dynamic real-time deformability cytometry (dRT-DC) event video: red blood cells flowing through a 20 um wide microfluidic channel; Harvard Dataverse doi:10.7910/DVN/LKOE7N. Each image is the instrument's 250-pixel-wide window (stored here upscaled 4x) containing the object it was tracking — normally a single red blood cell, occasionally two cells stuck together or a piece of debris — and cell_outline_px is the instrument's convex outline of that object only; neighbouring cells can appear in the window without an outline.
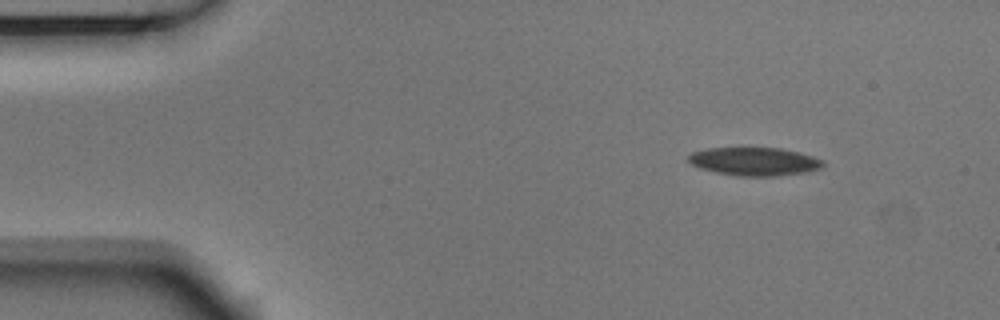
{"species": "Egyptian fruit bat (a non-hibernating species)", "species_latin": "Rousettus aegyptiacus", "temperature_condition": "room temperature", "stored_images_in_passage": 5, "camera_frame_rate_fps": 3000, "um_per_image_px": 0.085, "animal": {"sex": "male"}, "frame": {"image": 1, "passage_image": 1, "time_ms": 0.0, "image_size_px": [1000, 320], "cell_outline_px": [[824, 168], [804, 172], [780, 176], [736, 176], [716, 172], [700, 168], [692, 164], [688, 160], [688, 156], [692, 152], [708, 148], [780, 148], [800, 152], [824, 160]], "centroid_in_image_um": [64.16, 13.73], "position_along_channel_um": 20.8, "area_um2": 22.25}}
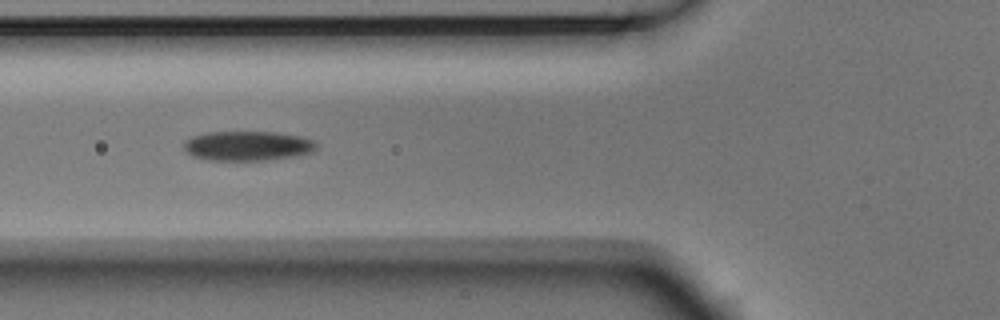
{"frame": {"image": 2, "passage_image": 4, "time_ms": 1.0, "image_size_px": [1000, 320], "cell_outline_px": [[316, 148], [312, 152], [292, 156], [260, 160], [212, 160], [192, 156], [184, 148], [184, 140], [192, 136], [204, 132], [276, 132], [300, 136], [316, 140]], "centroid_in_image_um": [21.03, 12.38], "position_along_channel_um": 104.8, "area_um2": 22.77}}
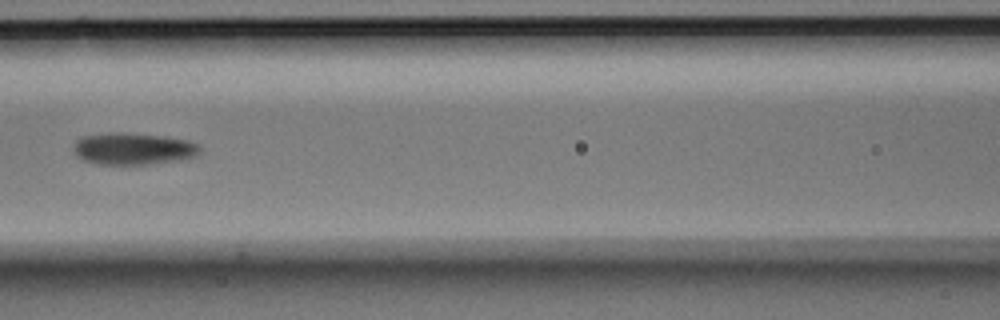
{"frame": {"image": 3, "passage_image": 5, "time_ms": 1.333, "image_size_px": [1000, 320], "cell_outline_px": [[200, 152], [196, 156], [188, 160], [148, 164], [96, 164], [84, 160], [76, 156], [72, 148], [72, 144], [80, 136], [112, 132], [124, 132], [164, 136], [188, 140], [200, 144]], "centroid_in_image_um": [11.34, 12.64], "position_along_channel_um": 155.3, "area_um2": 24.1}}